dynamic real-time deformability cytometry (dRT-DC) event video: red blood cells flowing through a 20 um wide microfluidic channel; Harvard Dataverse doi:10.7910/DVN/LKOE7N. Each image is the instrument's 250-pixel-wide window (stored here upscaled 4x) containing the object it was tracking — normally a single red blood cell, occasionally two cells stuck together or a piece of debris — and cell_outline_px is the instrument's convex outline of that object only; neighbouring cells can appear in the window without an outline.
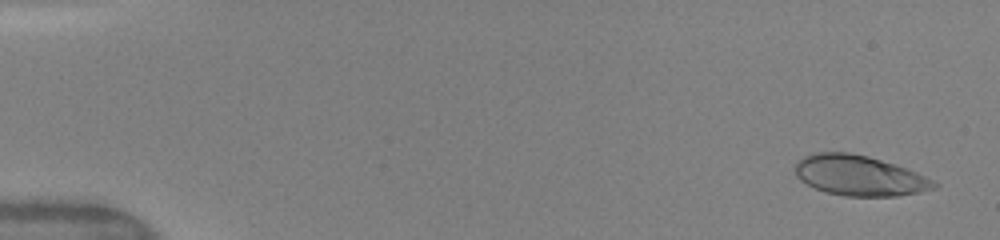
{"species": "human", "species_latin": "Homo sapiens", "temperature_condition": "warm", "stored_images_in_passage": 41, "camera_frame_rate_fps": 3000, "um_per_image_px": 0.085, "donor": {"sex": "female"}, "frame": {"image": 1, "passage_image": 1, "time_ms": 0.0, "image_size_px": [1000, 240], "cell_outline_px": [[940, 184], [936, 188], [920, 192], [900, 196], [844, 196], [824, 192], [800, 180], [796, 176], [792, 168], [796, 160], [812, 152], [848, 152], [868, 156], [896, 164], [916, 172]], "centroid_in_image_um": [73.0, 14.91], "position_along_channel_um": 12.0, "area_um2": 33.0}}
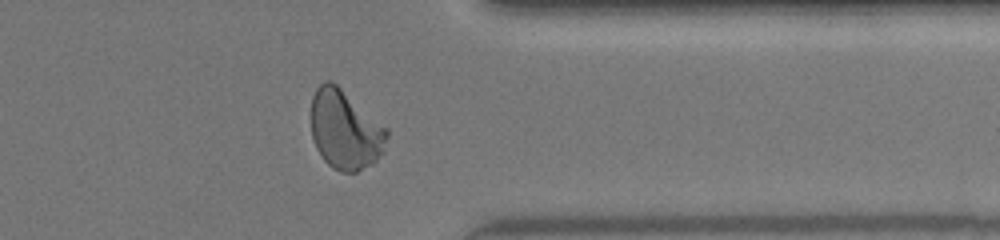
{"frame": {"image": 2, "passage_image": 37, "time_ms": 12.667, "image_size_px": [1000, 240], "cell_outline_px": [[388, 136], [384, 152], [372, 164], [356, 172], [340, 172], [332, 168], [324, 160], [316, 148], [312, 136], [312, 96], [316, 88], [324, 80], [332, 80], [388, 128]], "centroid_in_image_um": [29.35, 11.03], "position_along_channel_um": 382.0, "area_um2": 35.26}}
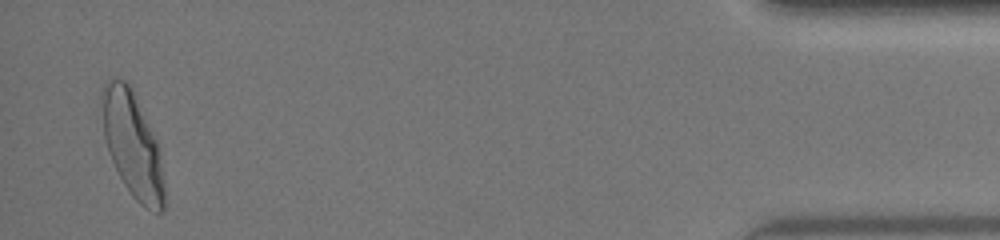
{"frame": {"image": 3, "passage_image": 41, "time_ms": 15.333, "image_size_px": [1000, 240], "cell_outline_px": [[164, 212], [156, 212], [144, 208], [132, 196], [124, 184], [108, 152], [104, 136], [100, 92], [104, 84], [112, 76], [124, 80], [128, 84], [156, 140], [164, 188]], "centroid_in_image_um": [11.21, 12.31], "position_along_channel_um": 424.0, "area_um2": 37.4}, "authors_computed_cell_mechanics": {"area_um2": 33.6396, "velocity_mm_per_s": 4.0956, "shape_relaxation_time_tau1_ms": 3.7976, "shape_relaxation_time_tau2_ms": null, "deformation_change_tau1": 0.179, "deformation_change_tau2": null}}